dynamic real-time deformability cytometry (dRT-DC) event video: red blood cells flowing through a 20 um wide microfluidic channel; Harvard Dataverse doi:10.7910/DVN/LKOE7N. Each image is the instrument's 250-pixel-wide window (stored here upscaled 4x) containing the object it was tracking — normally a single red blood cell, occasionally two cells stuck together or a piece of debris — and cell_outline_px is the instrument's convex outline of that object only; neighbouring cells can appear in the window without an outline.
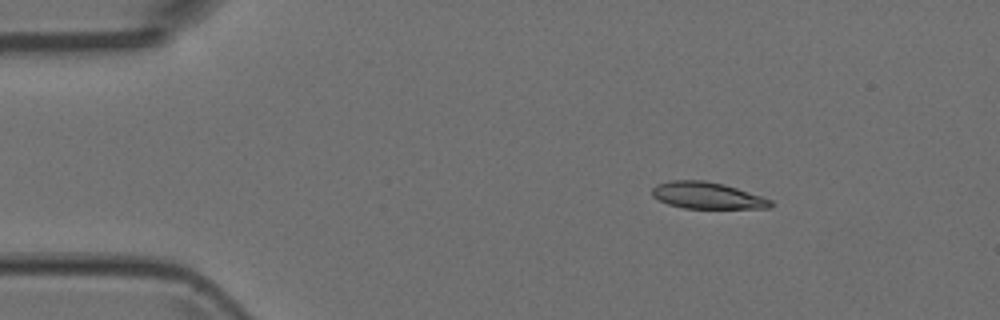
{"species": "Egyptian fruit bat (a non-hibernating species)", "species_latin": "Rousettus aegyptiacus", "temperature_condition": "room temperature", "stored_images_in_passage": 3, "camera_frame_rate_fps": 3000, "um_per_image_px": 0.085, "animal": {"sex": "female"}, "frame": {"image": 1, "passage_image": 1, "time_ms": 0.0, "image_size_px": [1000, 320], "cell_outline_px": [[776, 204], [772, 208], [684, 208], [668, 204], [652, 196], [652, 188], [660, 184], [672, 180], [704, 180], [724, 184], [772, 200]], "centroid_in_image_um": [60.15, 16.62], "position_along_channel_um": 24.9, "area_um2": 18.26}}
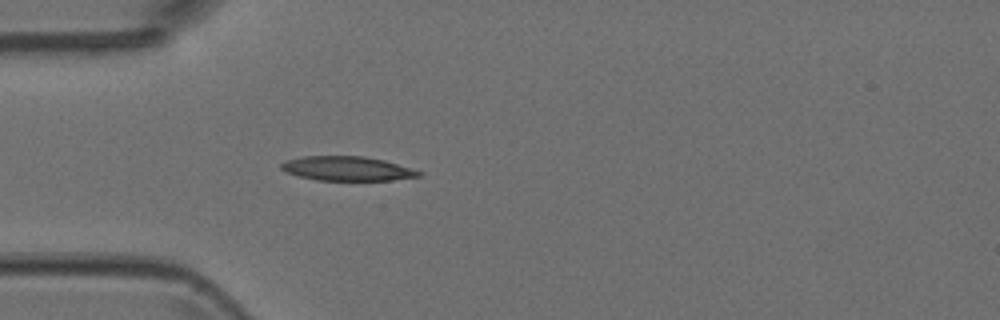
{"frame": {"image": 2, "passage_image": 3, "time_ms": 0.667, "image_size_px": [1000, 320], "cell_outline_px": [[424, 172], [420, 176], [392, 180], [316, 180], [300, 176], [288, 172], [280, 168], [280, 164], [284, 160], [304, 156], [364, 156], [384, 160], [412, 168]], "centroid_in_image_um": [29.52, 14.32], "position_along_channel_um": 55.5, "area_um2": 19.48}}